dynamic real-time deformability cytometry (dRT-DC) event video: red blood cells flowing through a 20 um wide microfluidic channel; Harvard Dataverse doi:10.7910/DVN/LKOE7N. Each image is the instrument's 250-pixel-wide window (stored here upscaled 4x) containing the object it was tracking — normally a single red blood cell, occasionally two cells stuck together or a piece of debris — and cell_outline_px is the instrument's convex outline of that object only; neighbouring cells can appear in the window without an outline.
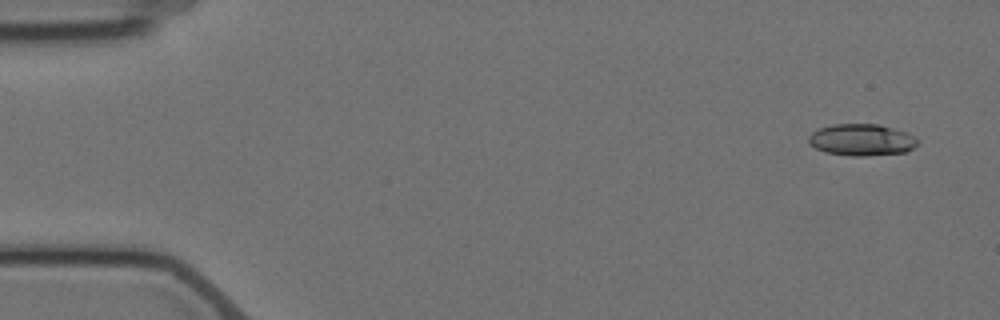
{"species": "Egyptian fruit bat (a non-hibernating species)", "species_latin": "Rousettus aegyptiacus", "temperature_condition": "cold", "stored_images_in_passage": 5, "camera_frame_rate_fps": 3000, "um_per_image_px": 0.085, "animal": {"sex": "female"}, "frame": {"image": 1, "passage_image": 1, "time_ms": 0.0, "image_size_px": [1000, 320], "cell_outline_px": [[916, 144], [908, 152], [868, 156], [852, 156], [824, 152], [808, 144], [808, 136], [812, 132], [820, 128], [832, 124], [880, 124], [904, 132], [912, 136], [916, 140]], "centroid_in_image_um": [73.18, 11.89], "position_along_channel_um": 11.8, "area_um2": 20.11}}
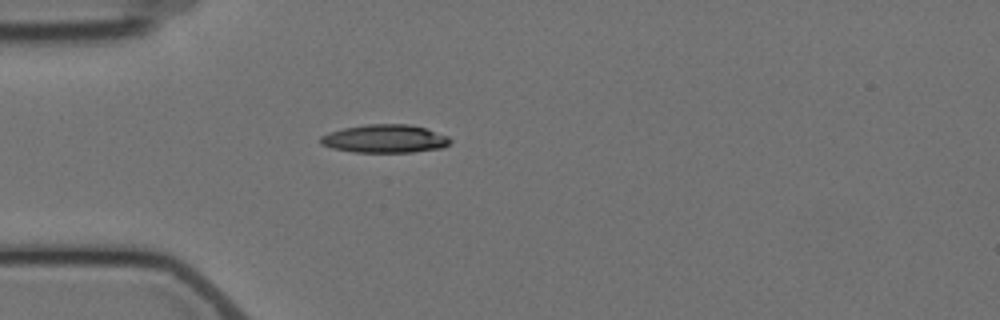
{"frame": {"image": 2, "passage_image": 4, "time_ms": 4.333, "image_size_px": [1000, 320], "cell_outline_px": [[452, 140], [444, 148], [412, 152], [352, 152], [332, 148], [320, 144], [320, 136], [328, 132], [344, 128], [368, 124], [408, 124], [424, 128], [448, 136]], "centroid_in_image_um": [32.7, 11.8], "position_along_channel_um": 52.3, "area_um2": 21.33}}